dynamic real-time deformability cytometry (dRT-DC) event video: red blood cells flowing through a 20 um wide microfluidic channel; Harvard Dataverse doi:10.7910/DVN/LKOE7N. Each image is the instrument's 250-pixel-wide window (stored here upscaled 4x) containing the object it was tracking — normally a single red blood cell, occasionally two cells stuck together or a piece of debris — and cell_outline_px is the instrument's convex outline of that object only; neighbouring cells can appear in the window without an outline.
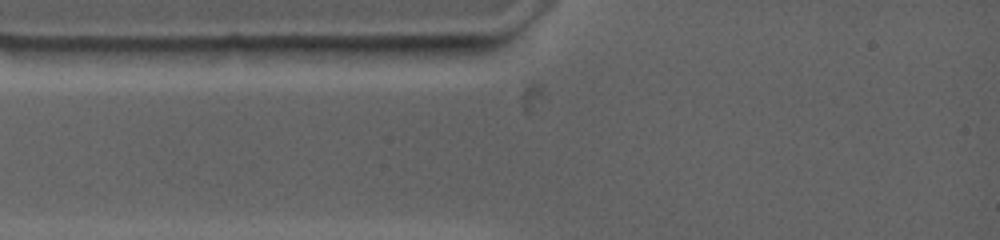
{"species": "common noctule bat (a hibernating species)", "species_latin": "Nyctalus noctula", "temperature_condition": "warm", "stored_images_in_passage": 2, "camera_frame_rate_fps": 4500, "um_per_image_px": 0.085, "animal": {"sex": "female", "body_mass_g": 19.0, "forearm_length_mm": 53.3}, "frame": {"image": 1, "passage_image": 1, "time_ms": 0.0, "image_size_px": [1000, 240], "cell_outline_px": [[452, 44], [448, 48], [420, 64], [320, 48], [396, 44]], "centroid_in_image_um": [33.78, 4.37], "position_along_channel_um": 51.2, "area_um2": 10.06}}